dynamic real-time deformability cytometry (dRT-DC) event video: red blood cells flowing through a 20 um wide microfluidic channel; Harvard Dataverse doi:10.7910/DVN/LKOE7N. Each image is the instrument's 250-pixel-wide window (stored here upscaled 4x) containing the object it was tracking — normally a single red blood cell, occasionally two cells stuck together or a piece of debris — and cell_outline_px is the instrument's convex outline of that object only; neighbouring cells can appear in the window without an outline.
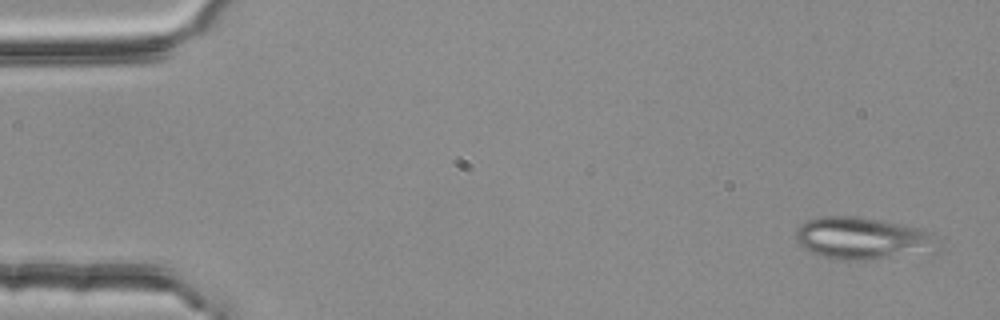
{"species": "common noctule bat (a hibernating species)", "species_latin": "Nyctalus noctula", "temperature_condition": "room temperature", "stored_images_in_passage": 4, "segment_of_instrument_passage": [2, 2], "camera_frame_rate_fps": 3000, "um_per_image_px": 0.085, "animal": {"sex": "female", "body_mass_g": 25.1}, "frame": {"image": 1, "passage_image": 4, "time_ms": 1.0, "image_size_px": [1000, 320], "cell_outline_px": [[940, 252], [868, 260], [832, 260], [812, 252], [804, 248], [796, 240], [796, 228], [804, 220], [820, 216], [856, 216], [880, 220], [936, 232]], "centroid_in_image_um": [73.38, 20.27], "position_along_channel_um": 11.6, "area_um2": 35.78}}